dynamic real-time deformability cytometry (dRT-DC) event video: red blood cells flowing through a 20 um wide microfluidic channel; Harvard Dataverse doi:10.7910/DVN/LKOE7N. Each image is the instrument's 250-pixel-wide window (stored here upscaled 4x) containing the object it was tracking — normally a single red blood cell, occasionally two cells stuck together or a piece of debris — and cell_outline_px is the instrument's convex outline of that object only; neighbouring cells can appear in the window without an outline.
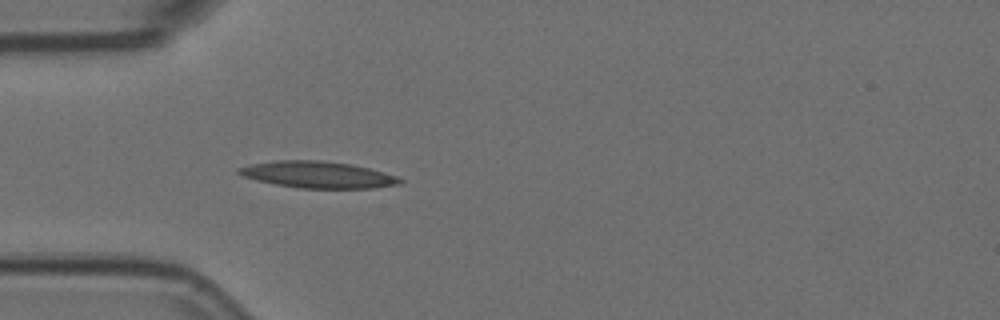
{"species": "Egyptian fruit bat (a non-hibernating species)", "species_latin": "Rousettus aegyptiacus", "temperature_condition": "room temperature", "stored_images_in_passage": 5, "camera_frame_rate_fps": 3000, "um_per_image_px": 0.085, "animal": {"sex": "female"}, "frame": {"image": 1, "passage_image": 5, "time_ms": 1.333, "image_size_px": [1000, 320], "cell_outline_px": [[404, 180], [400, 184], [372, 188], [300, 188], [276, 184], [256, 180], [244, 176], [236, 172], [236, 168], [252, 164], [272, 160], [324, 160], [352, 164], [384, 172], [396, 176]], "centroid_in_image_um": [27.01, 14.84], "position_along_channel_um": 58.0, "area_um2": 25.03}}